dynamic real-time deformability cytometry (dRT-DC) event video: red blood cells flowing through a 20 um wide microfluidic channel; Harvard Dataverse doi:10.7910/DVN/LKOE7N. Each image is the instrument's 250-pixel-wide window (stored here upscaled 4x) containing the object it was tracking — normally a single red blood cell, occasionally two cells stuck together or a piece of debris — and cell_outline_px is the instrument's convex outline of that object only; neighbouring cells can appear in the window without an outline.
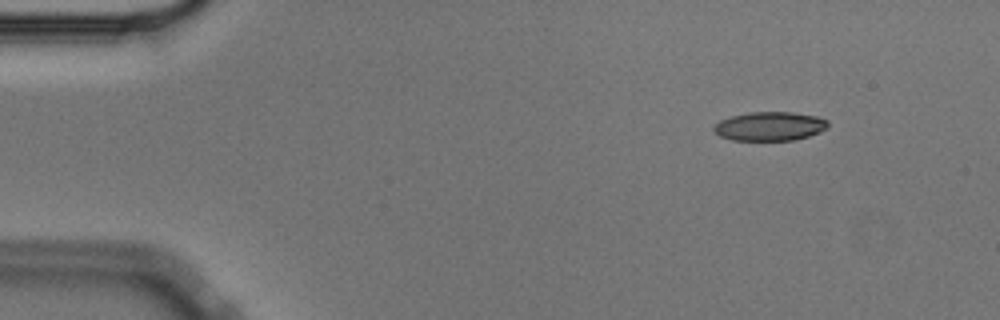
{"species": "Egyptian fruit bat (a non-hibernating species)", "species_latin": "Rousettus aegyptiacus", "temperature_condition": "cold", "stored_images_in_passage": 51, "camera_frame_rate_fps": 3000, "um_per_image_px": 0.085, "animal": {"sex": "male"}, "frame": {"image": 1, "passage_image": 1, "time_ms": 0.0, "image_size_px": [1000, 320], "cell_outline_px": [[828, 128], [820, 132], [796, 140], [732, 140], [720, 136], [712, 128], [720, 120], [732, 116], [748, 112], [792, 112], [816, 116], [828, 120]], "centroid_in_image_um": [65.45, 10.73], "position_along_channel_um": 19.5, "area_um2": 19.25}}
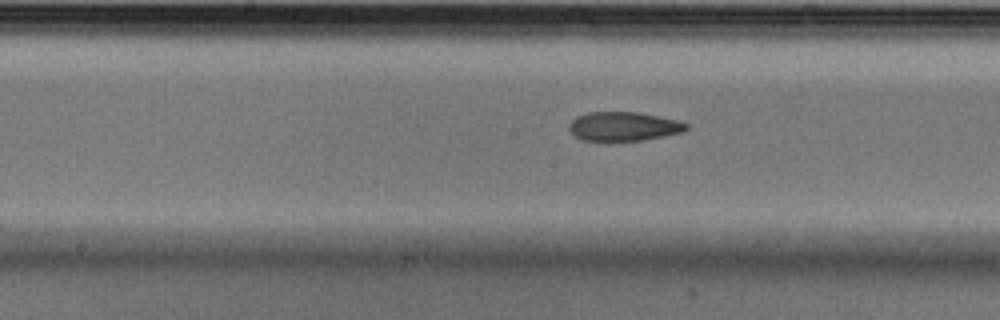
{"frame": {"image": 2, "passage_image": 23, "time_ms": 7.333, "image_size_px": [1000, 320], "cell_outline_px": [[688, 128], [684, 132], [664, 136], [640, 140], [580, 140], [568, 128], [568, 124], [576, 116], [588, 112], [640, 112], [676, 120], [688, 124]], "centroid_in_image_um": [53.0, 10.73], "position_along_channel_um": 195.2, "area_um2": 19.71}}
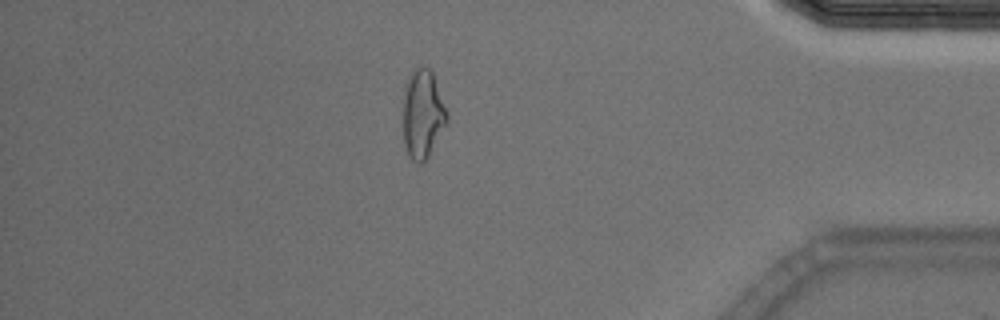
{"frame": {"image": 3, "passage_image": 43, "time_ms": 14.0, "image_size_px": [1000, 320], "cell_outline_px": [[448, 120], [428, 156], [420, 164], [412, 160], [408, 156], [404, 144], [404, 92], [412, 72], [416, 68], [424, 64], [432, 72], [448, 116]], "centroid_in_image_um": [35.92, 9.71], "position_along_channel_um": 399.3, "area_um2": 22.08}, "authors_computed_cell_mechanics": {"area_um2": 20.808, "velocity_mm_per_s": 3.568, "shape_relaxation_time_tau1_ms": 7.9376, "shape_relaxation_time_tau2_ms": 3.9062, "deformation_change_tau1": 0.2119, "deformation_change_tau2": 0.1245}}